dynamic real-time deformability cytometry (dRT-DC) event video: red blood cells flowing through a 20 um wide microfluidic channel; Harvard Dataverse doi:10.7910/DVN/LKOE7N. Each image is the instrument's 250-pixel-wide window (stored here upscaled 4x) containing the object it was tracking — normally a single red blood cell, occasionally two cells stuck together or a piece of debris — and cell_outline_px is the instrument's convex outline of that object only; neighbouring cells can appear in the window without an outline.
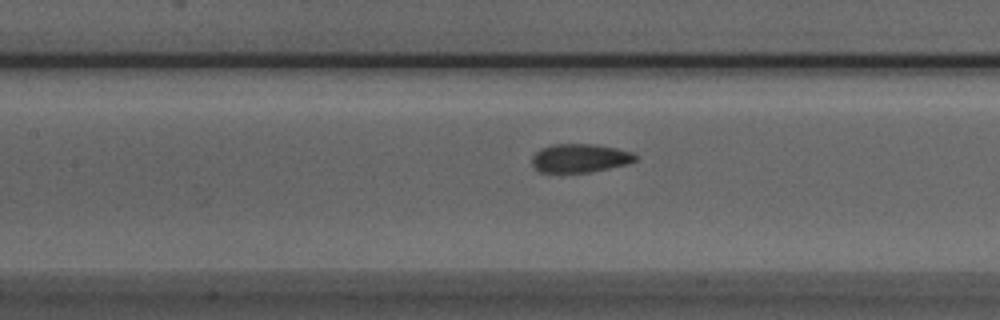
{"species": "Egyptian fruit bat (a non-hibernating species)", "species_latin": "Rousettus aegyptiacus", "temperature_condition": "room temperature", "stored_images_in_passage": 37, "camera_frame_rate_fps": 3000, "um_per_image_px": 0.085, "animal": {"sex": "male"}, "frame": {"image": 1, "passage_image": 18, "time_ms": 5.667, "image_size_px": [1000, 320], "cell_outline_px": [[640, 156], [636, 160], [628, 164], [588, 172], [540, 172], [532, 164], [532, 156], [540, 148], [552, 144], [592, 144], [616, 148], [632, 152]], "centroid_in_image_um": [49.31, 13.43], "position_along_channel_um": 158.1, "area_um2": 17.22}}
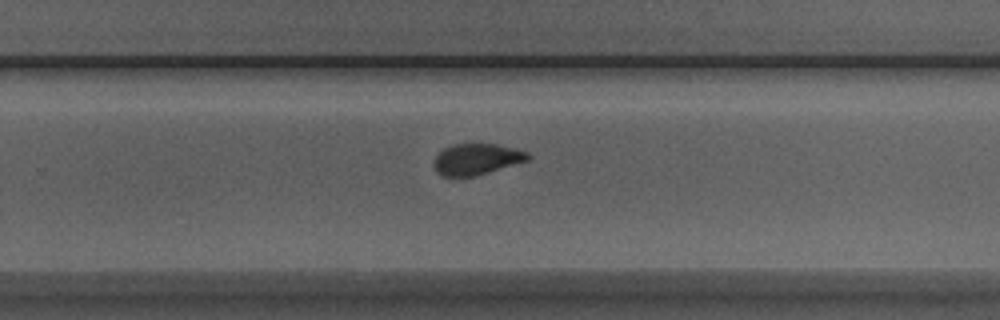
{"frame": {"image": 2, "passage_image": 28, "time_ms": 9.0, "image_size_px": [1000, 320], "cell_outline_px": [[532, 156], [528, 160], [476, 176], [440, 176], [436, 172], [432, 164], [432, 160], [444, 148], [452, 144], [496, 144], [516, 148], [528, 152]], "centroid_in_image_um": [40.49, 13.53], "position_along_channel_um": 289.3, "area_um2": 17.22}}
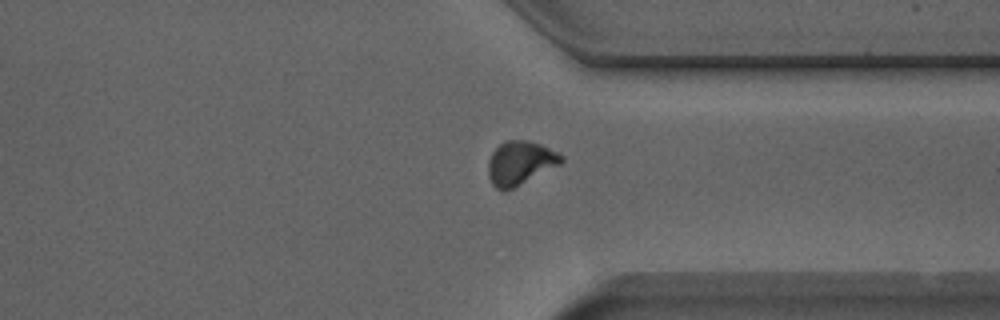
{"frame": {"image": 3, "passage_image": 34, "time_ms": 11.0, "image_size_px": [1000, 320], "cell_outline_px": [[564, 160], [560, 164], [504, 192], [496, 188], [492, 184], [488, 176], [488, 160], [492, 152], [504, 140], [528, 140], [540, 144], [564, 156]], "centroid_in_image_um": [44.18, 13.84], "position_along_channel_um": 367.2, "area_um2": 18.5}}